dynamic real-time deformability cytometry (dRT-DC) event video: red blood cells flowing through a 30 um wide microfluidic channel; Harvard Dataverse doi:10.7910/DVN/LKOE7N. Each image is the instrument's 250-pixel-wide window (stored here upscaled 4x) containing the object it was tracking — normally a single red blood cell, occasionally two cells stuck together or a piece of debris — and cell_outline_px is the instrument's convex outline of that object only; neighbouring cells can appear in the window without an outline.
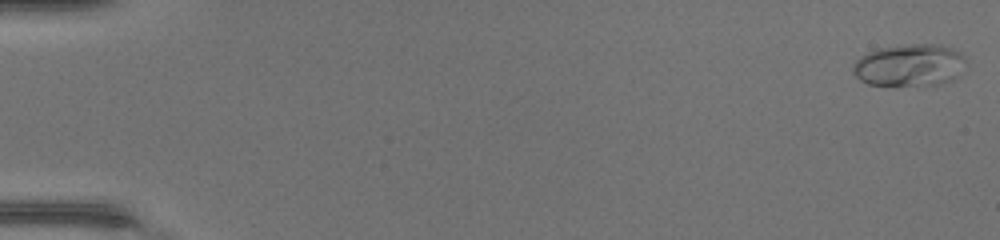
{"species": "common noctule bat (a hibernating species)", "species_latin": "Nyctalus noctula", "temperature_condition": "warm", "stored_images_in_passage": 48, "camera_frame_rate_fps": 3000, "um_per_image_px": 0.085, "animal": {"sex": "female", "body_mass_g": 17.0, "forearm_length_mm": 48.0}, "frame": {"image": 1, "passage_image": 1, "time_ms": 0.0, "image_size_px": [1000, 240], "cell_outline_px": [[964, 60], [956, 76], [952, 80], [940, 84], [868, 84], [860, 80], [852, 72], [852, 64], [860, 56], [876, 48], [908, 44], [940, 44], [952, 48], [960, 52], [964, 56]], "centroid_in_image_um": [77.25, 5.51], "position_along_channel_um": 7.7, "area_um2": 27.4}}
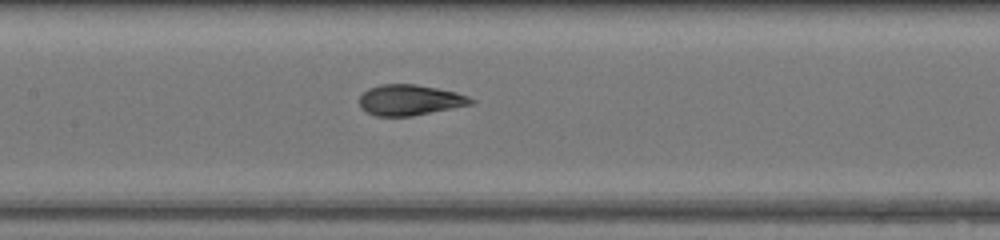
{"frame": {"image": 2, "passage_image": 24, "time_ms": 7.667, "image_size_px": [1000, 240], "cell_outline_px": [[476, 100], [472, 104], [412, 116], [376, 116], [360, 108], [360, 96], [368, 88], [380, 84], [416, 84], [456, 92], [468, 96]], "centroid_in_image_um": [34.83, 8.5], "position_along_channel_um": 172.6, "area_um2": 19.88}}
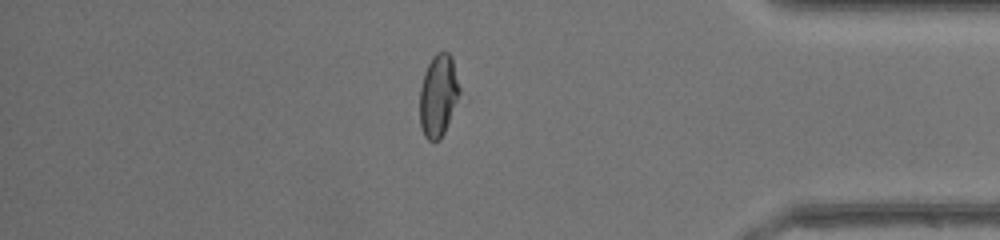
{"frame": {"image": 3, "passage_image": 41, "time_ms": 13.333, "image_size_px": [1000, 240], "cell_outline_px": [[460, 92], [444, 132], [440, 140], [428, 140], [424, 136], [420, 124], [420, 88], [424, 72], [432, 56], [436, 52], [448, 52], [452, 56], [460, 88]], "centroid_in_image_um": [37.24, 8.09], "position_along_channel_um": 398.0, "area_um2": 18.96}, "authors_computed_cell_mechanics": {"area_um2": 20.2011, "velocity_mm_per_s": 4.4563, "shape_relaxation_time_tau1_ms": 5.7116, "shape_relaxation_time_tau2_ms": 0.641, "deformation_change_tau1": 0.2281, "deformation_change_tau2": 0.0551}}